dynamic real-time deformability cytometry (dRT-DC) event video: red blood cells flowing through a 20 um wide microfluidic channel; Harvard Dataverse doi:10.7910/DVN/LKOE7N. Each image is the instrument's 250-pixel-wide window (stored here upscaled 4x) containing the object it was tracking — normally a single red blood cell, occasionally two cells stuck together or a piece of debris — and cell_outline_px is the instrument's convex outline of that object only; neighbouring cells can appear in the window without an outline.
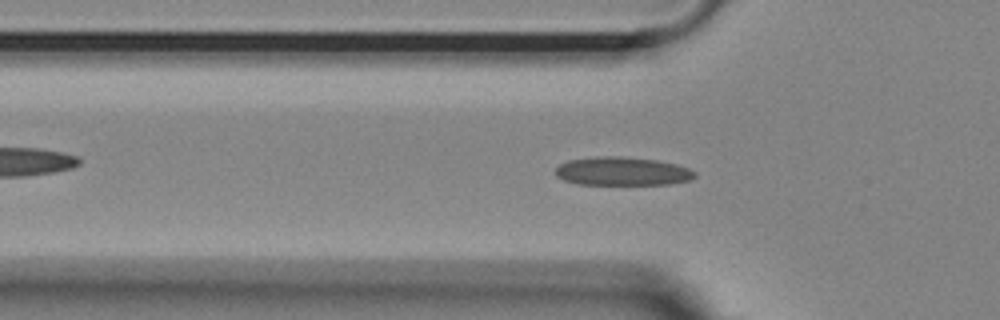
{"species": "Egyptian fruit bat (a non-hibernating species)", "species_latin": "Rousettus aegyptiacus", "temperature_condition": "room temperature", "stored_images_in_passage": 54, "camera_frame_rate_fps": 3000, "um_per_image_px": 0.085, "animal": {"sex": "female"}, "frame": {"image": 1, "passage_image": 16, "time_ms": 5.0, "image_size_px": [1000, 320], "cell_outline_px": [[696, 176], [688, 180], [668, 184], [576, 184], [564, 180], [556, 176], [556, 168], [560, 164], [568, 160], [596, 156], [620, 156], [656, 160], [676, 164], [688, 168], [696, 172]], "centroid_in_image_um": [52.87, 14.55], "position_along_channel_um": 72.9, "area_um2": 23.06}}
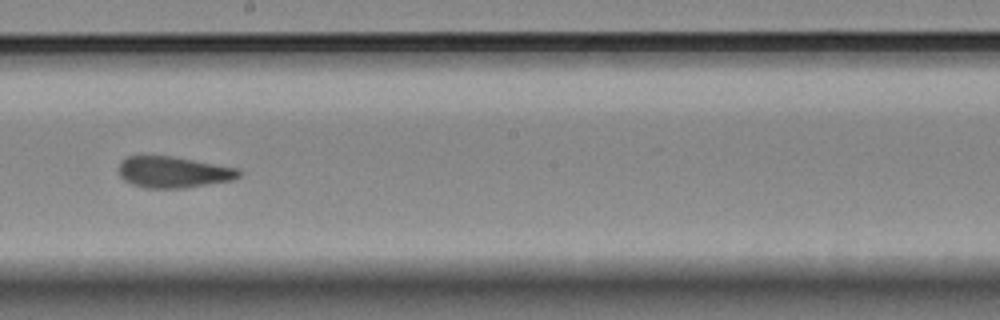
{"frame": {"image": 2, "passage_image": 29, "time_ms": 9.333, "image_size_px": [1000, 320], "cell_outline_px": [[240, 176], [232, 180], [184, 188], [148, 188], [132, 184], [124, 180], [120, 176], [120, 160], [124, 156], [172, 156], [240, 168]], "centroid_in_image_um": [14.74, 14.62], "position_along_channel_um": 233.5, "area_um2": 21.91}}
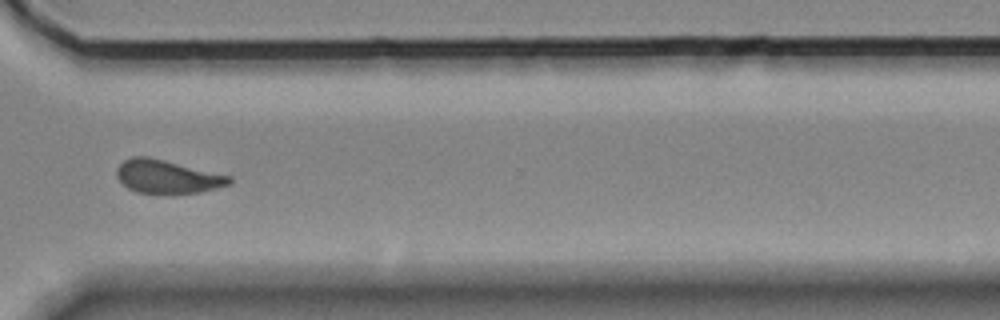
{"frame": {"image": 3, "passage_image": 39, "time_ms": 12.667, "image_size_px": [1000, 320], "cell_outline_px": [[232, 184], [200, 192], [172, 196], [136, 192], [128, 188], [116, 176], [116, 168], [124, 160], [132, 156], [148, 156], [232, 176]], "centroid_in_image_um": [14.23, 15.05], "position_along_channel_um": 356.4, "area_um2": 22.54}, "authors_computed_cell_mechanics": {"area_um2": 22.1663, "velocity_mm_per_s": 3.684, "shape_relaxation_time_tau1_ms": 9.4445, "shape_relaxation_time_tau2_ms": 2.2353, "deformation_change_tau1": 0.1882, "deformation_change_tau2": 0.0656}}